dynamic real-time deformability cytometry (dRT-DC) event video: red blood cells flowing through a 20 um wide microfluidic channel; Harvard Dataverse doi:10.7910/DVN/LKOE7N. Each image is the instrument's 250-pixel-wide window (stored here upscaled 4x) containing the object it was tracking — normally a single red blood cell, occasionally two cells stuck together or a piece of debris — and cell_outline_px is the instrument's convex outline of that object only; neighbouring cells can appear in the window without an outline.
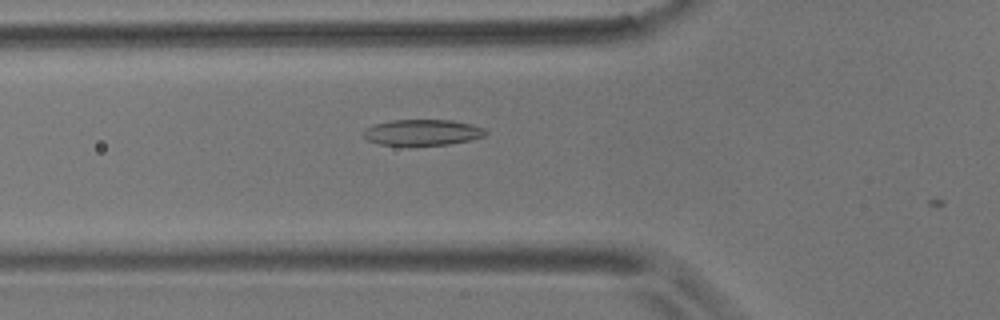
{"species": "common noctule bat (a hibernating species)", "species_latin": "Nyctalus noctula", "temperature_condition": "room temperature", "stored_images_in_passage": 8, "camera_frame_rate_fps": 3000, "um_per_image_px": 0.085, "animal": {"sex": "male", "body_mass_g": 17.9}, "frame": {"image": 1, "passage_image": 3, "time_ms": 0.667, "image_size_px": [1000, 320], "cell_outline_px": [[488, 132], [484, 136], [468, 140], [448, 144], [380, 144], [368, 140], [360, 132], [364, 128], [372, 124], [392, 120], [452, 120], [472, 124], [484, 128]], "centroid_in_image_um": [35.87, 11.23], "position_along_channel_um": 89.9, "area_um2": 18.26}}
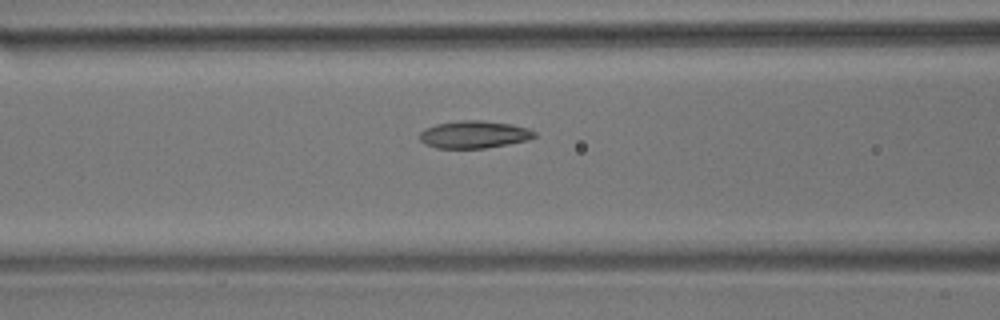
{"frame": {"image": 2, "passage_image": 6, "time_ms": 1.667, "image_size_px": [1000, 320], "cell_outline_px": [[536, 136], [528, 140], [508, 144], [484, 148], [436, 148], [424, 144], [420, 140], [420, 132], [424, 128], [436, 124], [460, 120], [480, 120], [512, 124], [528, 128], [536, 132]], "centroid_in_image_um": [40.29, 11.43], "position_along_channel_um": 126.3, "area_um2": 18.44}}